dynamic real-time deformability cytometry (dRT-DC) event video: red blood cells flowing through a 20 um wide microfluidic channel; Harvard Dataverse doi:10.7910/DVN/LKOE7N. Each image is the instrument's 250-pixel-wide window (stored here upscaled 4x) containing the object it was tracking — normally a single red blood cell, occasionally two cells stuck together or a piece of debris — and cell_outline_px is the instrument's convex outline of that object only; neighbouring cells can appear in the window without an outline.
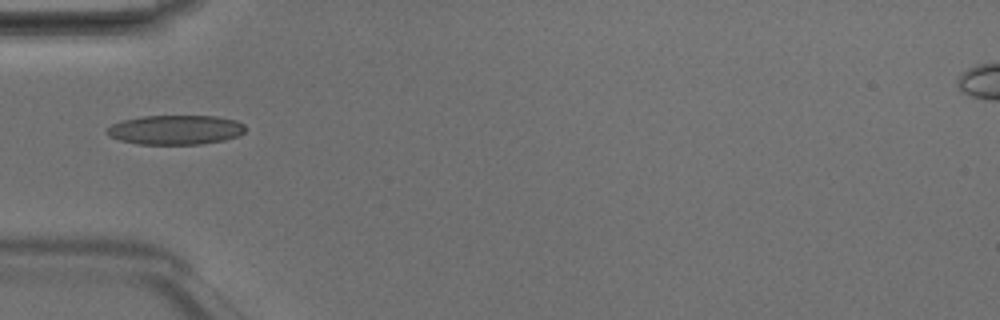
{"species": "Egyptian fruit bat (a non-hibernating species)", "species_latin": "Rousettus aegyptiacus", "temperature_condition": "room temperature", "stored_images_in_passage": 33, "camera_frame_rate_fps": 3000, "um_per_image_px": 0.085, "animal": {"sex": "male"}, "frame": {"image": 1, "passage_image": 1, "time_ms": 0.0, "image_size_px": [1000, 320], "cell_outline_px": [[244, 132], [236, 136], [224, 140], [200, 144], [136, 144], [120, 140], [108, 136], [104, 132], [112, 124], [120, 120], [140, 116], [216, 116], [236, 120], [244, 124]], "centroid_in_image_um": [14.87, 11.03], "position_along_channel_um": 70.1, "area_um2": 23.87}}
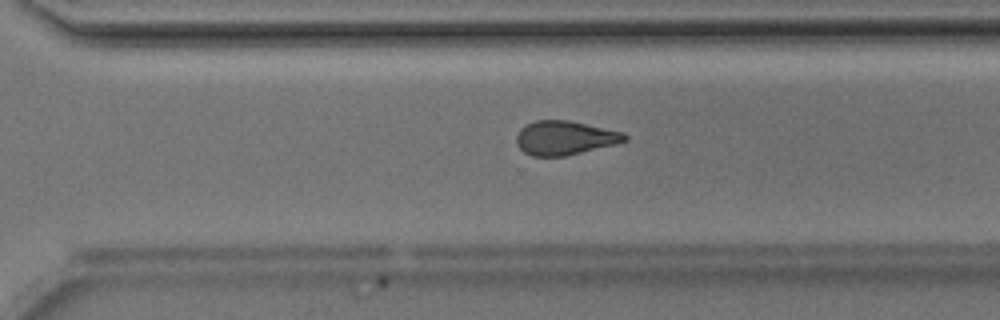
{"frame": {"image": 2, "passage_image": 19, "time_ms": 6.0, "image_size_px": [1000, 320], "cell_outline_px": [[628, 140], [616, 144], [564, 156], [532, 156], [524, 152], [516, 144], [516, 136], [520, 128], [536, 120], [568, 120], [624, 132], [628, 136]], "centroid_in_image_um": [48.01, 11.72], "position_along_channel_um": 322.6, "area_um2": 21.44}}
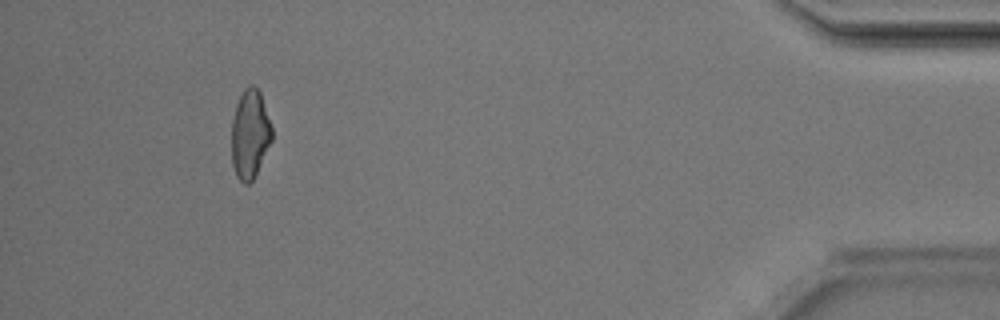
{"frame": {"image": 3, "passage_image": 30, "time_ms": 9.667, "image_size_px": [1000, 320], "cell_outline_px": [[272, 140], [252, 180], [248, 184], [244, 184], [236, 176], [232, 164], [232, 120], [236, 104], [244, 88], [252, 84], [260, 92], [272, 128]], "centroid_in_image_um": [21.23, 11.39], "position_along_channel_um": 414.0, "area_um2": 20.63}, "authors_computed_cell_mechanics": {"area_um2": 21.6172, "velocity_mm_per_s": 4.2058, "shape_relaxation_time_tau1_ms": 2.8652, "shape_relaxation_time_tau2_ms": 1.8577, "deformation_change_tau1": 0.1184, "deformation_change_tau2": 0.0809}}